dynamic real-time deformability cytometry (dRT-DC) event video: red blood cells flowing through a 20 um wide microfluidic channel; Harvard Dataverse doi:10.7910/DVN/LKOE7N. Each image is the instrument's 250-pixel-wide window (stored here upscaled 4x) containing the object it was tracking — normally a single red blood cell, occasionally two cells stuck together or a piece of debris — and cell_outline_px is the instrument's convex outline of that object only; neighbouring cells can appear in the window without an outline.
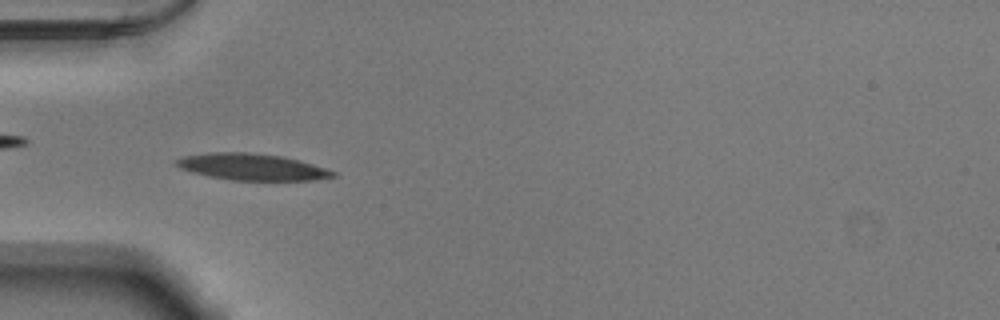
{"species": "Egyptian fruit bat (a non-hibernating species)", "species_latin": "Rousettus aegyptiacus", "temperature_condition": "warm", "stored_images_in_passage": 51, "camera_frame_rate_fps": 3000, "um_per_image_px": 0.085, "animal": {"sex": "male"}, "frame": {"image": 1, "passage_image": 15, "time_ms": 4.667, "image_size_px": [1000, 320], "cell_outline_px": [[336, 176], [316, 180], [232, 180], [208, 176], [192, 172], [180, 168], [176, 164], [176, 160], [184, 156], [212, 152], [248, 152], [280, 156], [300, 160], [336, 172]], "centroid_in_image_um": [21.42, 14.19], "position_along_channel_um": 63.6, "area_um2": 24.04}}
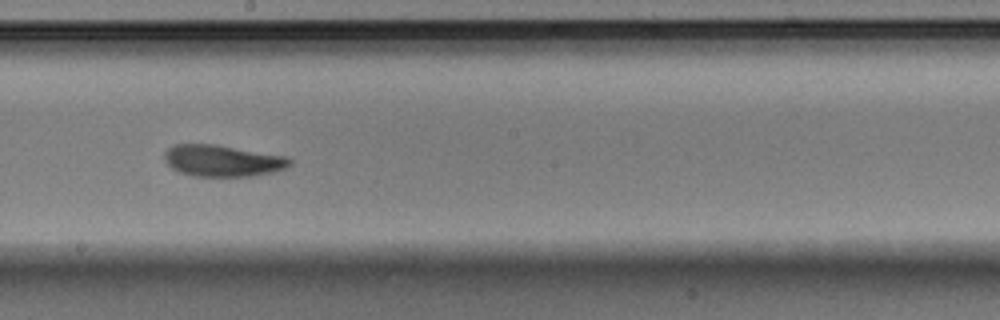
{"frame": {"image": 2, "passage_image": 28, "time_ms": 9.0, "image_size_px": [1000, 320], "cell_outline_px": [[292, 164], [284, 168], [272, 172], [252, 176], [192, 176], [180, 172], [172, 168], [164, 160], [164, 152], [168, 148], [176, 144], [216, 144], [288, 156], [292, 160]], "centroid_in_image_um": [18.92, 13.65], "position_along_channel_um": 229.3, "area_um2": 23.18}}
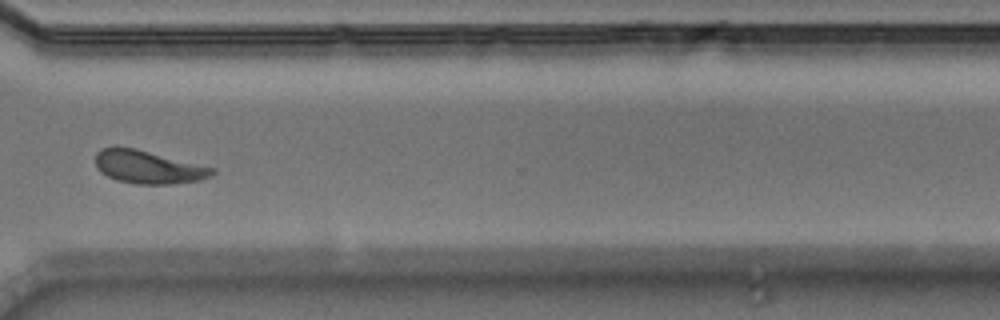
{"frame": {"image": 3, "passage_image": 38, "time_ms": 12.333, "image_size_px": [1000, 320], "cell_outline_px": [[216, 172], [212, 176], [200, 180], [168, 184], [136, 184], [116, 180], [100, 172], [96, 168], [96, 152], [100, 148], [116, 144], [136, 148], [216, 168]], "centroid_in_image_um": [12.56, 14.17], "position_along_channel_um": 358.0, "area_um2": 23.0}, "authors_computed_cell_mechanics": {"area_um2": 22.6576, "velocity_mm_per_s": 3.8612, "shape_relaxation_time_tau1_ms": 3.4666, "shape_relaxation_time_tau2_ms": 4.2392, "deformation_change_tau1": 0.1732, "deformation_change_tau2": 0.1172}}